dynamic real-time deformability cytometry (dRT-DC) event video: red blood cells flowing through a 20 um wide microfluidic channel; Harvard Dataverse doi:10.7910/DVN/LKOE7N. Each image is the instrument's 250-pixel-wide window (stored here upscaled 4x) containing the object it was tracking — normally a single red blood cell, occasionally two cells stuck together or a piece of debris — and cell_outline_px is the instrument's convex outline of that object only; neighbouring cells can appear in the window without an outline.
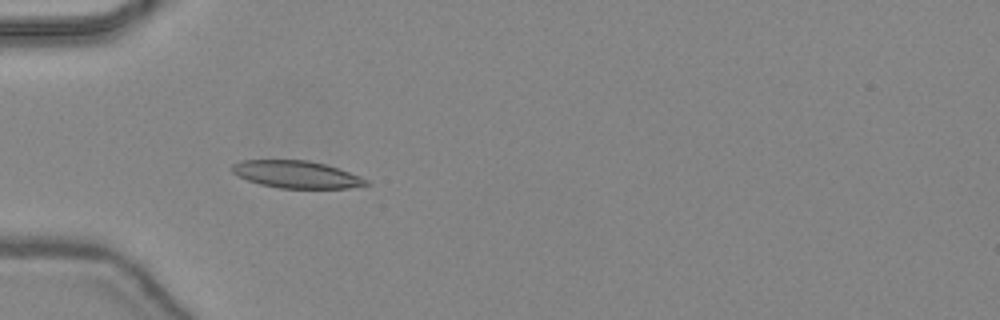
{"species": "common noctule bat (a hibernating species)", "species_latin": "Nyctalus noctula", "temperature_condition": "warm", "stored_images_in_passage": 13, "camera_frame_rate_fps": 3000, "um_per_image_px": 0.085, "animal": {"sex": "female", "body_mass_g": 24.6, "forearm_length_mm": 56.2}, "frame": {"image": 1, "passage_image": 9, "time_ms": 2.667, "image_size_px": [1000, 320], "cell_outline_px": [[372, 184], [348, 188], [280, 188], [260, 184], [248, 180], [232, 172], [232, 164], [240, 160], [308, 160], [324, 164], [360, 176], [368, 180]], "centroid_in_image_um": [25.2, 14.83], "position_along_channel_um": 59.8, "area_um2": 21.15}}
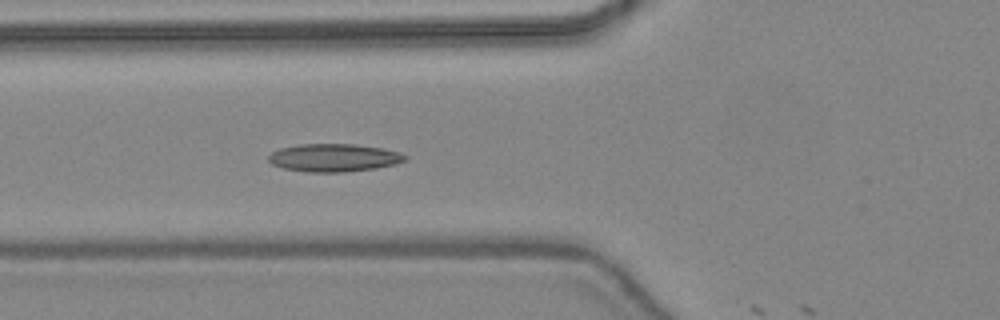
{"frame": {"image": 2, "passage_image": 12, "time_ms": 3.667, "image_size_px": [1000, 320], "cell_outline_px": [[408, 160], [396, 164], [376, 168], [344, 172], [308, 172], [284, 168], [272, 164], [268, 160], [268, 156], [272, 152], [280, 148], [300, 144], [356, 144], [384, 148], [400, 152], [408, 156]], "centroid_in_image_um": [28.43, 13.4], "position_along_channel_um": 97.4, "area_um2": 22.37}}